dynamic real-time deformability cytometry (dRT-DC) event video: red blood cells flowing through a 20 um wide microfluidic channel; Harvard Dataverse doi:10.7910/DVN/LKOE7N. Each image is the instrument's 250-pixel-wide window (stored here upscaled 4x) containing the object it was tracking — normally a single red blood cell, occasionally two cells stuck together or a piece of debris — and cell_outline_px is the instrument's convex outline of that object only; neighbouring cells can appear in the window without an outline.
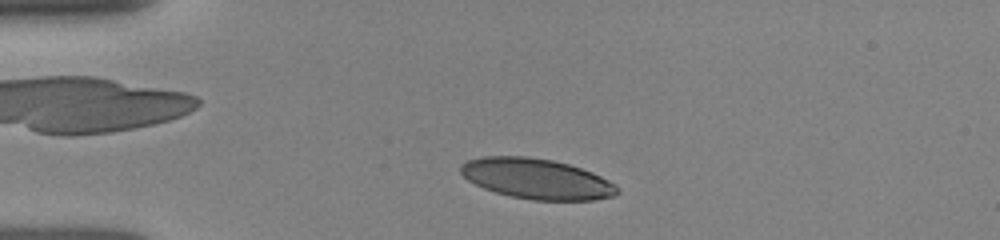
{"species": "human", "species_latin": "Homo sapiens", "temperature_condition": "room temperature", "stored_images_in_passage": 34, "camera_frame_rate_fps": 3000, "um_per_image_px": 0.085, "donor": {"sex": "female"}, "frame": {"image": 1, "passage_image": 4, "time_ms": 1.0, "image_size_px": [1000, 240], "cell_outline_px": [[620, 192], [612, 196], [592, 200], [532, 200], [512, 196], [496, 192], [484, 188], [468, 180], [460, 172], [460, 164], [468, 160], [484, 156], [528, 156], [552, 160], [568, 164], [592, 172], [616, 184], [620, 188]], "centroid_in_image_um": [45.62, 15.19], "position_along_channel_um": 39.4, "area_um2": 36.76}}
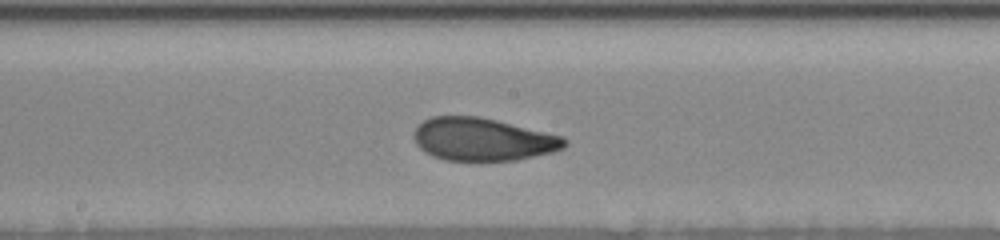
{"frame": {"image": 2, "passage_image": 20, "time_ms": 6.0, "image_size_px": [1000, 240], "cell_outline_px": [[568, 144], [564, 148], [552, 152], [516, 160], [444, 160], [432, 156], [424, 152], [416, 144], [412, 136], [416, 128], [424, 120], [432, 116], [480, 116], [564, 136], [568, 140]], "centroid_in_image_um": [41.04, 11.84], "position_along_channel_um": 207.2, "area_um2": 37.74}}
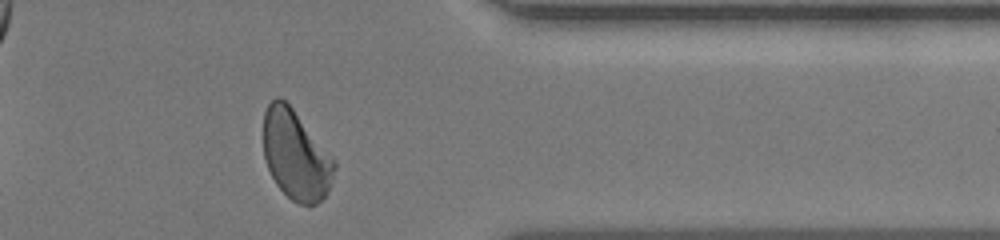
{"frame": {"image": 3, "passage_image": 32, "time_ms": 10.667, "image_size_px": [1000, 240], "cell_outline_px": [[336, 168], [328, 188], [324, 196], [316, 204], [300, 204], [292, 200], [276, 184], [268, 168], [264, 156], [264, 112], [268, 104], [276, 96], [280, 96], [292, 108], [332, 156], [336, 164]], "centroid_in_image_um": [25.13, 13.16], "position_along_channel_um": 386.3, "area_um2": 36.41}}